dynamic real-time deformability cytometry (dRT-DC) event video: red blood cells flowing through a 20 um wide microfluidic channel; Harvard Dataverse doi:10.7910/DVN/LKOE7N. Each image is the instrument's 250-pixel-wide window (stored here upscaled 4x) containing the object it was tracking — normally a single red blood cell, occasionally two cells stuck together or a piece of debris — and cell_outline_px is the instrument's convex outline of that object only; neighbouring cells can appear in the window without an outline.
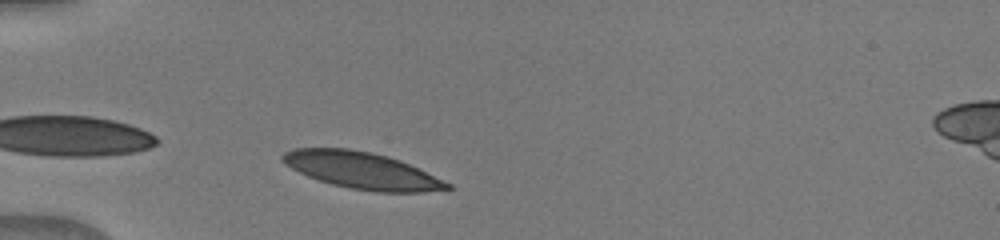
{"species": "human", "species_latin": "Homo sapiens", "temperature_condition": "warm", "stored_images_in_passage": 34, "camera_frame_rate_fps": 3000, "um_per_image_px": 0.085, "donor": {"sex": "male"}, "frame": {"image": 1, "passage_image": 1, "time_ms": 0.0, "image_size_px": [1000, 240], "cell_outline_px": [[452, 188], [424, 192], [376, 192], [352, 188], [332, 184], [308, 176], [284, 164], [280, 160], [280, 156], [284, 152], [296, 148], [348, 148], [372, 152], [388, 156], [400, 160], [444, 180], [452, 184]], "centroid_in_image_um": [30.75, 14.48], "position_along_channel_um": 54.2, "area_um2": 35.08}}
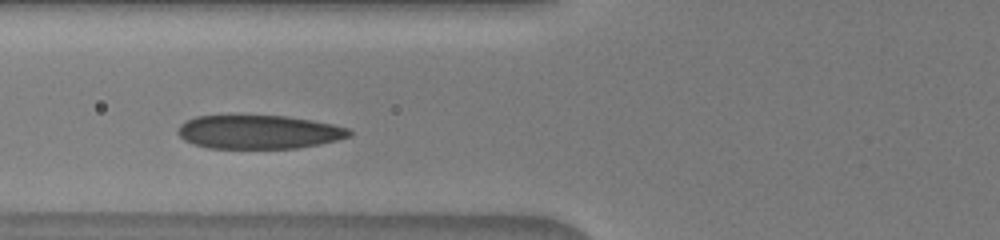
{"frame": {"image": 2, "passage_image": 6, "time_ms": 1.667, "image_size_px": [1000, 240], "cell_outline_px": [[352, 136], [320, 144], [296, 148], [208, 148], [192, 144], [184, 140], [176, 132], [180, 124], [196, 116], [288, 116], [312, 120], [332, 124], [348, 128], [352, 132]], "centroid_in_image_um": [21.99, 11.22], "position_along_channel_um": 103.8, "area_um2": 33.64}}